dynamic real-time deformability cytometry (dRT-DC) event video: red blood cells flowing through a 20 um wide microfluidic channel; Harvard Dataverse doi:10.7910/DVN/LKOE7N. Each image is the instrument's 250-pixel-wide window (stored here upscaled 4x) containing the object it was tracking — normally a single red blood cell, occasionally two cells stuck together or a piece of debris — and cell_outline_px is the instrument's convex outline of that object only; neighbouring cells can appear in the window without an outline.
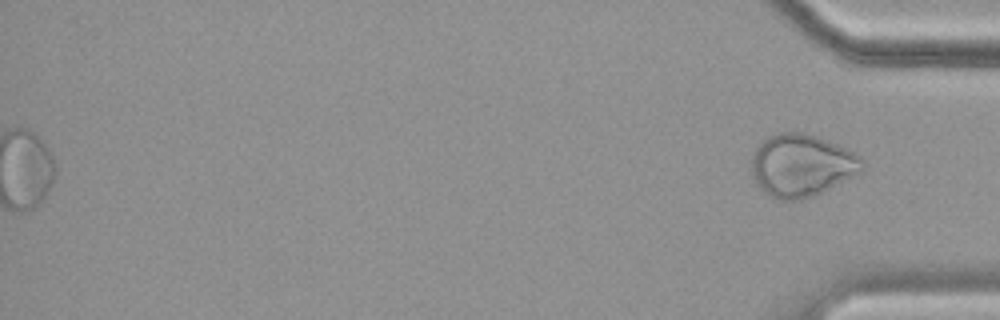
{"species": "common noctule bat (a hibernating species)", "species_latin": "Nyctalus noctula", "temperature_condition": "cold", "stored_images_in_passage": 59, "segment_of_instrument_passage": [2, 2], "camera_frame_rate_fps": 3000, "um_per_image_px": 0.085, "animal": {"sex": "female", "body_mass_g": 19.9}, "frame": {"image": 1, "passage_image": 59, "time_ms": 19.333, "image_size_px": [1000, 320], "cell_outline_px": [[864, 168], [860, 172], [812, 196], [800, 200], [776, 200], [764, 192], [756, 184], [752, 176], [752, 156], [760, 140], [768, 136], [780, 132], [804, 132], [816, 136], [848, 148], [860, 156], [864, 164]], "centroid_in_image_um": [68.1, 14.04], "position_along_channel_um": 367.1, "area_um2": 40.34}}